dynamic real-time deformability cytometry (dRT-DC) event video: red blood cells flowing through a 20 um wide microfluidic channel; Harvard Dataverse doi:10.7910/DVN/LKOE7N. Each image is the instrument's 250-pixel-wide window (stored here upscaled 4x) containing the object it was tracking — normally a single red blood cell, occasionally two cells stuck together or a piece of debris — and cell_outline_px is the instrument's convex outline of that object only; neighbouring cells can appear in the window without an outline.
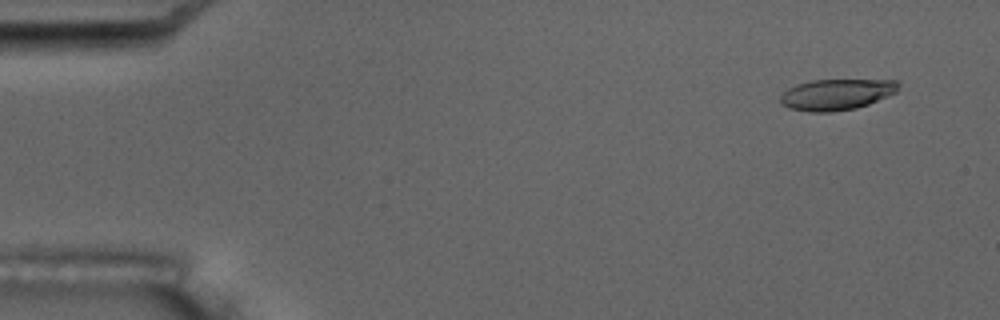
{"species": "common noctule bat (a hibernating species)", "species_latin": "Nyctalus noctula", "temperature_condition": "room temperature", "stored_images_in_passage": 3, "camera_frame_rate_fps": 3000, "um_per_image_px": 0.085, "animal": {"sex": "male", "body_mass_g": 17.5, "forearm_length_mm": 52.3}, "frame": {"image": 1, "passage_image": 2, "time_ms": 1.0, "image_size_px": [1000, 320], "cell_outline_px": [[900, 84], [896, 92], [868, 104], [856, 108], [832, 112], [808, 112], [788, 108], [780, 104], [780, 96], [788, 88], [796, 84], [812, 80], [900, 80]], "centroid_in_image_um": [71.08, 8.03], "position_along_channel_um": 13.9, "area_um2": 21.44}}